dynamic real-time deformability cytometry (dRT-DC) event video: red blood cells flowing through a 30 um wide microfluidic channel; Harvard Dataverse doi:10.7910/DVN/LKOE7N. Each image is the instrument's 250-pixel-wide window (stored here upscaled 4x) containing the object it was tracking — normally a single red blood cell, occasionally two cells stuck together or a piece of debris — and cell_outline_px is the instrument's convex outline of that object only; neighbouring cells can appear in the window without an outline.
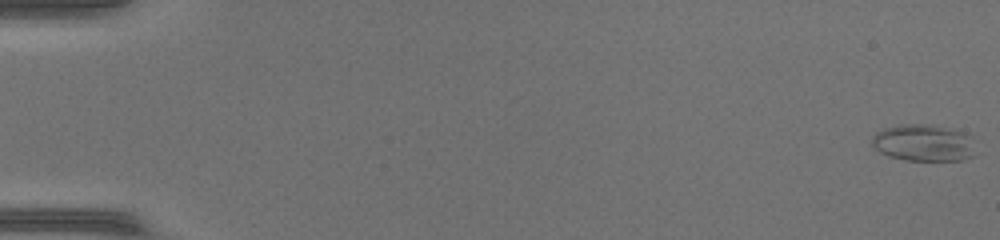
{"species": "common noctule bat (a hibernating species)", "species_latin": "Nyctalus noctula", "temperature_condition": "warm", "stored_images_in_passage": 49, "camera_frame_rate_fps": 3000, "um_per_image_px": 0.085, "animal": {"sex": "female", "body_mass_g": 17.0, "forearm_length_mm": 48.0}, "frame": {"image": 1, "passage_image": 1, "time_ms": 0.0, "image_size_px": [1000, 240], "cell_outline_px": [[976, 156], [964, 160], [904, 160], [888, 156], [880, 152], [872, 144], [872, 136], [876, 132], [884, 128], [900, 124], [932, 124], [952, 128], [968, 132], [972, 136]], "centroid_in_image_um": [78.57, 12.13], "position_along_channel_um": 6.4, "area_um2": 22.83}}
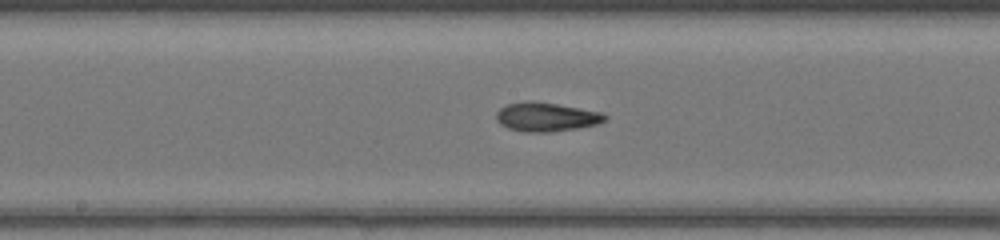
{"frame": {"image": 2, "passage_image": 27, "time_ms": 8.667, "image_size_px": [1000, 240], "cell_outline_px": [[608, 120], [596, 124], [576, 128], [552, 132], [524, 132], [508, 128], [500, 124], [496, 120], [496, 112], [500, 108], [508, 104], [528, 100], [532, 100], [556, 104], [600, 112], [608, 116]], "centroid_in_image_um": [46.4, 9.94], "position_along_channel_um": 201.8, "area_um2": 18.32}}
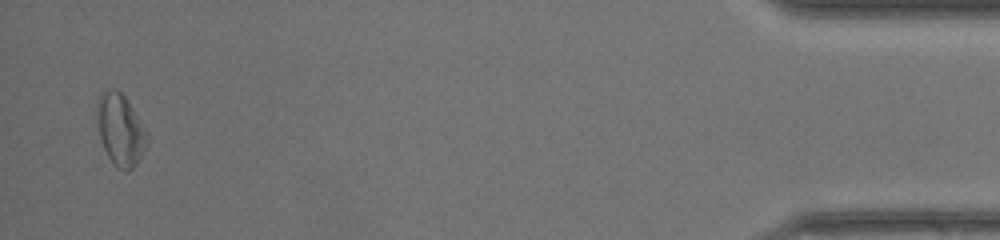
{"frame": {"image": 3, "passage_image": 48, "time_ms": 15.667, "image_size_px": [1000, 240], "cell_outline_px": [[148, 144], [136, 164], [128, 172], [124, 172], [112, 164], [104, 148], [100, 136], [100, 96], [104, 92], [112, 88], [116, 88], [124, 96], [148, 132]], "centroid_in_image_um": [10.31, 11.11], "position_along_channel_um": 424.9, "area_um2": 20.17}, "authors_computed_cell_mechanics": {"area_um2": 19.0162, "velocity_mm_per_s": 4.3688, "shape_relaxation_time_tau1_ms": 8.8756, "shape_relaxation_time_tau2_ms": 3.6685, "deformation_change_tau1": 0.1813, "deformation_change_tau2": 0.1275}}